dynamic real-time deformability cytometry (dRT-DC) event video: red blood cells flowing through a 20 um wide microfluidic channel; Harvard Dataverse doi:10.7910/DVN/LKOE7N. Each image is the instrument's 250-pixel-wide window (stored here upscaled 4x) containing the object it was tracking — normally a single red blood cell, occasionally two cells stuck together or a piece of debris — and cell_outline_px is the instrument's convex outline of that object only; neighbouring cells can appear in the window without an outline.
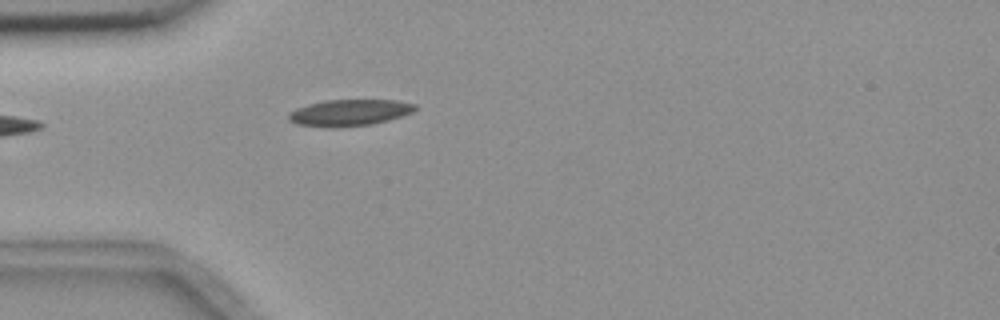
{"species": "common noctule bat (a hibernating species)", "species_latin": "Nyctalus noctula", "temperature_condition": "room temperature", "stored_images_in_passage": 3, "camera_frame_rate_fps": 3000, "um_per_image_px": 0.085, "animal": {"sex": "female", "body_mass_g": 18.4}, "frame": {"image": 1, "passage_image": 3, "time_ms": 2.333, "image_size_px": [1000, 320], "cell_outline_px": [[416, 108], [412, 112], [388, 120], [372, 124], [332, 128], [296, 124], [288, 120], [288, 112], [296, 108], [308, 104], [324, 100], [396, 100], [416, 104]], "centroid_in_image_um": [29.65, 9.57], "position_along_channel_um": 55.3, "area_um2": 19.54}}